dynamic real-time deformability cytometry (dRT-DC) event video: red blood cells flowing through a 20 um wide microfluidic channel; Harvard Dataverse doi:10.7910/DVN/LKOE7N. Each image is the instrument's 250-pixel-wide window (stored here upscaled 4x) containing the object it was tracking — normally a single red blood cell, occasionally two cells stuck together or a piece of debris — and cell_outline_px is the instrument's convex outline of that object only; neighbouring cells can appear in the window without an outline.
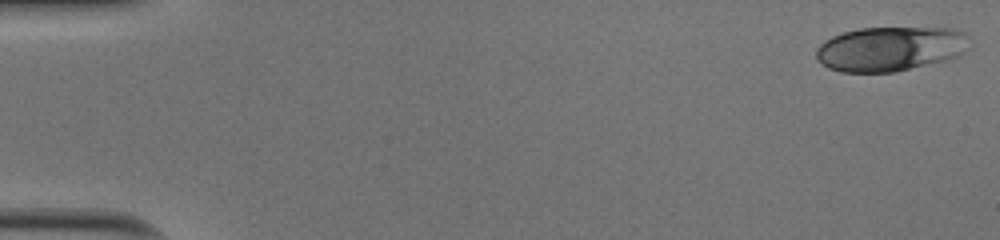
{"species": "human", "species_latin": "Homo sapiens", "temperature_condition": "cold", "stored_images_in_passage": 44, "camera_frame_rate_fps": 3000, "um_per_image_px": 0.085, "donor": {"sex": "male"}, "frame": {"image": 1, "passage_image": 1, "time_ms": 0.0, "image_size_px": [1000, 240], "cell_outline_px": [[972, 48], [956, 56], [944, 60], [896, 72], [840, 72], [828, 68], [816, 60], [816, 48], [824, 40], [832, 36], [844, 32], [860, 28], [952, 28], [964, 32], [968, 36]], "centroid_in_image_um": [75.67, 4.15], "position_along_channel_um": 9.3, "area_um2": 40.11}}
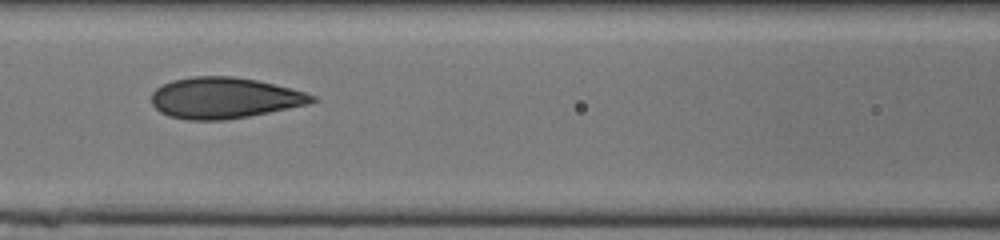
{"frame": {"image": 2, "passage_image": 23, "time_ms": 7.333, "image_size_px": [1000, 240], "cell_outline_px": [[320, 100], [308, 104], [248, 116], [224, 120], [188, 120], [168, 116], [160, 112], [152, 104], [152, 92], [156, 88], [172, 80], [192, 76], [232, 76], [256, 80], [292, 88], [316, 96]], "centroid_in_image_um": [19.07, 8.32], "position_along_channel_um": 147.5, "area_um2": 38.38}}
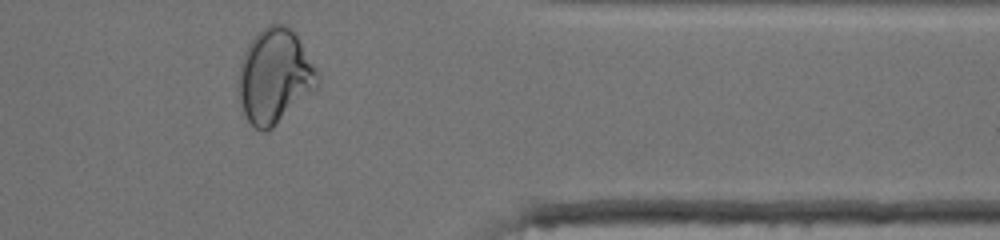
{"frame": {"image": 3, "passage_image": 42, "time_ms": 13.667, "image_size_px": [1000, 240], "cell_outline_px": [[320, 80], [316, 88], [272, 128], [264, 132], [260, 132], [244, 116], [240, 104], [236, 80], [240, 64], [244, 52], [248, 44], [256, 32], [268, 24], [284, 24], [292, 28], [296, 32], [320, 72]], "centroid_in_image_um": [23.34, 6.44], "position_along_channel_um": 388.1, "area_um2": 44.33}, "authors_computed_cell_mechanics": {"area_um2": 38.4081, "velocity_mm_per_s": 4.0173, "shape_relaxation_time_tau1_ms": 11.3524, "shape_relaxation_time_tau2_ms": 0.9747, "deformation_change_tau1": 0.2563, "deformation_change_tau2": 0.0542}}